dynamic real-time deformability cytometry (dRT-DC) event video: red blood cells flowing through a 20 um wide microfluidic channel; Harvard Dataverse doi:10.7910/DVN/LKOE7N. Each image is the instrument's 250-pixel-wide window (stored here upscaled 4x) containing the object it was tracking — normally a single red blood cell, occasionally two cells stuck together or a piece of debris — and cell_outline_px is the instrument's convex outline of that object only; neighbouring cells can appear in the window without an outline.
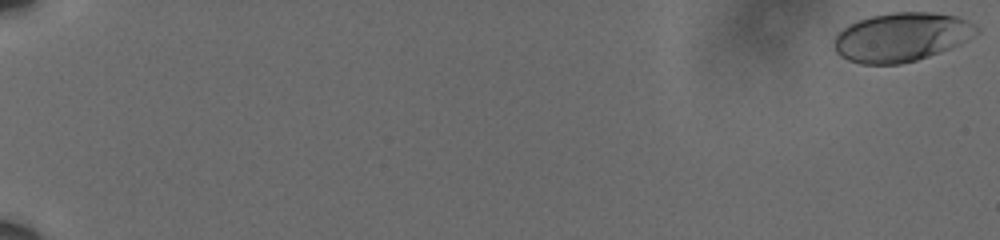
{"species": "human", "species_latin": "Homo sapiens", "temperature_condition": "cold", "stored_images_in_passage": 61, "camera_frame_rate_fps": 3000, "um_per_image_px": 0.085, "donor": {"sex": "male"}, "frame": {"image": 1, "passage_image": 1, "time_ms": 0.0, "image_size_px": [1000, 240], "cell_outline_px": [[980, 32], [976, 36], [960, 44], [940, 52], [916, 60], [900, 64], [860, 64], [848, 60], [840, 56], [836, 52], [836, 36], [848, 24], [872, 16], [892, 12], [932, 12], [960, 16], [976, 24], [980, 28]], "centroid_in_image_um": [76.71, 3.14], "position_along_channel_um": 8.3, "area_um2": 40.75}}
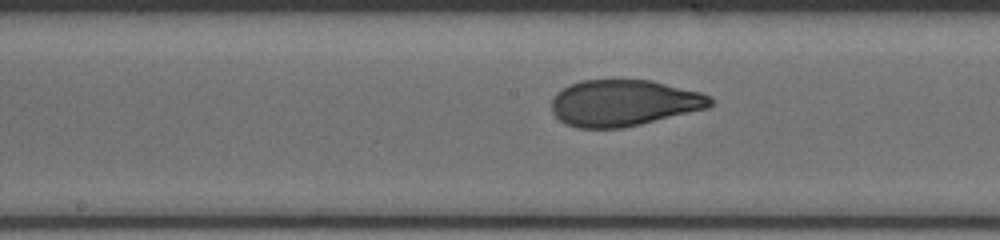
{"frame": {"image": 2, "passage_image": 35, "time_ms": 11.333, "image_size_px": [1000, 240], "cell_outline_px": [[716, 104], [708, 108], [624, 128], [576, 128], [564, 124], [552, 112], [552, 96], [556, 92], [580, 80], [652, 80], [700, 92], [712, 96], [716, 100]], "centroid_in_image_um": [53.05, 8.75], "position_along_channel_um": 195.2, "area_um2": 43.23}}
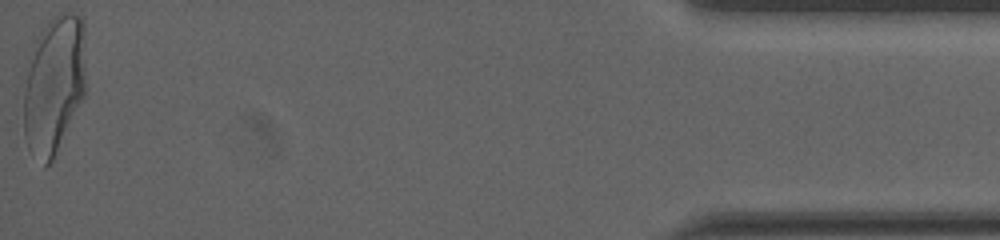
{"frame": {"image": 3, "passage_image": 61, "time_ms": 20.0, "image_size_px": [1000, 240], "cell_outline_px": [[84, 96], [52, 160], [44, 168], [28, 148], [24, 136], [24, 88], [32, 44], [36, 36], [48, 20], [56, 12], [68, 12], [80, 16], [84, 24]], "centroid_in_image_um": [4.56, 7.15], "position_along_channel_um": 430.6, "area_um2": 50.29}, "authors_computed_cell_mechanics": {"area_um2": 43.2922, "velocity_mm_per_s": 3.5989, "shape_relaxation_time_tau1_ms": 5.5657, "shape_relaxation_time_tau2_ms": 0.7561, "deformation_change_tau1": 0.2092, "deformation_change_tau2": 0.063}}